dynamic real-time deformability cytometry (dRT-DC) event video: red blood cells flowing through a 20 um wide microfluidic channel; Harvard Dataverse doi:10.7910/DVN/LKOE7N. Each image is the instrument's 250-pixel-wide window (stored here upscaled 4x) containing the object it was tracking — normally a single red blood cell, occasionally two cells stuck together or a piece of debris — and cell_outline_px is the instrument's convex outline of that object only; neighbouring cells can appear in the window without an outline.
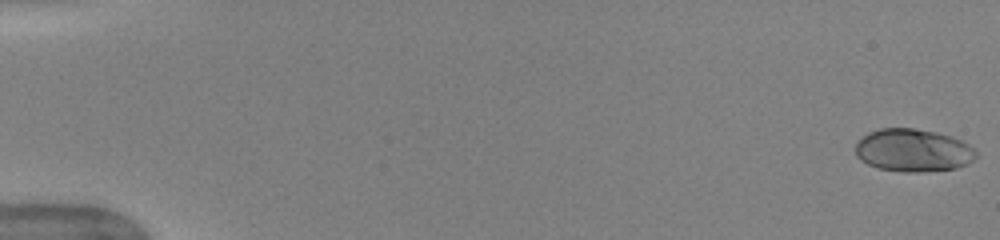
{"species": "human", "species_latin": "Homo sapiens", "temperature_condition": "warm", "stored_images_in_passage": 52, "camera_frame_rate_fps": 3000, "um_per_image_px": 0.085, "donor": {"sex": "female"}, "frame": {"image": 1, "passage_image": 1, "time_ms": 0.0, "image_size_px": [1000, 240], "cell_outline_px": [[976, 156], [968, 164], [956, 168], [920, 172], [904, 172], [880, 168], [868, 164], [860, 160], [856, 156], [856, 144], [868, 132], [880, 128], [912, 128], [936, 132], [952, 136], [968, 144], [976, 152]], "centroid_in_image_um": [77.61, 12.78], "position_along_channel_um": 7.4, "area_um2": 29.94}}
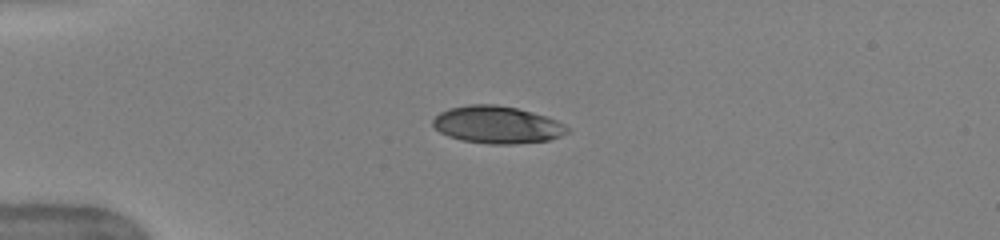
{"frame": {"image": 2, "passage_image": 14, "time_ms": 4.333, "image_size_px": [1000, 240], "cell_outline_px": [[568, 132], [560, 136], [548, 140], [512, 144], [488, 144], [460, 140], [448, 136], [440, 132], [432, 124], [432, 120], [440, 112], [448, 108], [468, 104], [496, 104], [516, 108], [548, 116], [564, 124], [568, 128]], "centroid_in_image_um": [42.23, 10.6], "position_along_channel_um": 42.8, "area_um2": 29.3}}
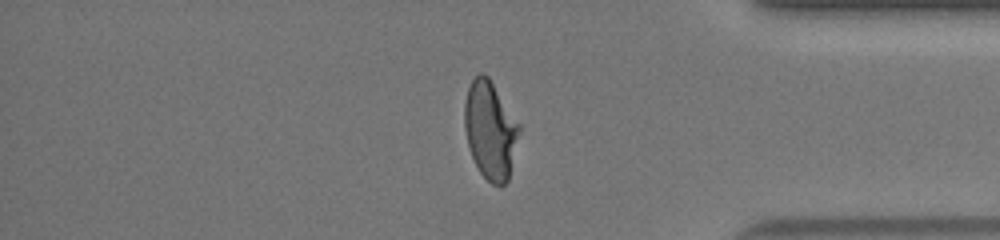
{"frame": {"image": 3, "passage_image": 44, "time_ms": 14.333, "image_size_px": [1000, 240], "cell_outline_px": [[520, 132], [508, 180], [504, 184], [492, 184], [480, 172], [472, 156], [468, 144], [464, 128], [464, 104], [468, 88], [472, 80], [480, 72], [488, 76], [520, 124]], "centroid_in_image_um": [41.67, 11.04], "position_along_channel_um": 393.5, "area_um2": 30.92}, "authors_computed_cell_mechanics": {"area_um2": 30.1427, "velocity_mm_per_s": 4.0029, "shape_relaxation_time_tau1_ms": 5.1929, "shape_relaxation_time_tau2_ms": null, "deformation_change_tau1": 0.2221, "deformation_change_tau2": null}}